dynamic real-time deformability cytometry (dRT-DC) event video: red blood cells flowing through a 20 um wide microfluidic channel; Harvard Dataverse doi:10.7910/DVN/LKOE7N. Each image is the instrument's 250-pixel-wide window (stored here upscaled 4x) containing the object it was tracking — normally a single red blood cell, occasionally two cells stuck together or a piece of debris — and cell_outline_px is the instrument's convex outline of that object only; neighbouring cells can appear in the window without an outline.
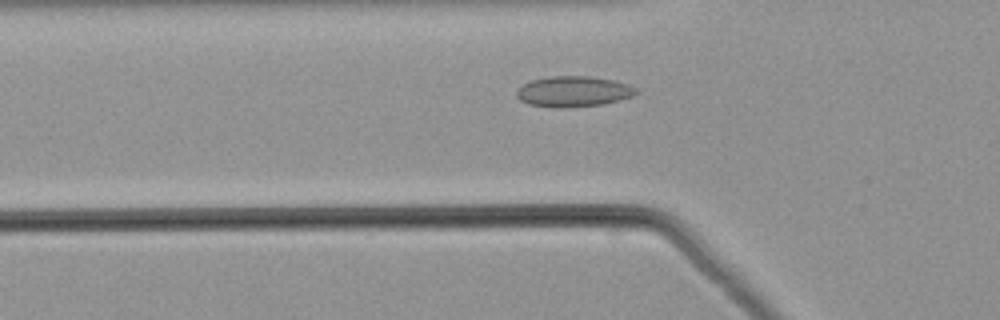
{"species": "common noctule bat (a hibernating species)", "species_latin": "Nyctalus noctula", "temperature_condition": "warm", "stored_images_in_passage": 46, "camera_frame_rate_fps": 3000, "um_per_image_px": 0.085, "animal": {"sex": "male", "body_mass_g": 21.5, "forearm_length_mm": 52.0}, "frame": {"image": 1, "passage_image": 12, "time_ms": 3.667, "image_size_px": [1000, 320], "cell_outline_px": [[640, 92], [632, 96], [620, 100], [604, 104], [528, 104], [520, 100], [516, 96], [516, 88], [532, 80], [552, 76], [588, 76], [612, 80], [628, 84], [636, 88]], "centroid_in_image_um": [48.78, 7.71], "position_along_channel_um": 77.0, "area_um2": 20.23}}
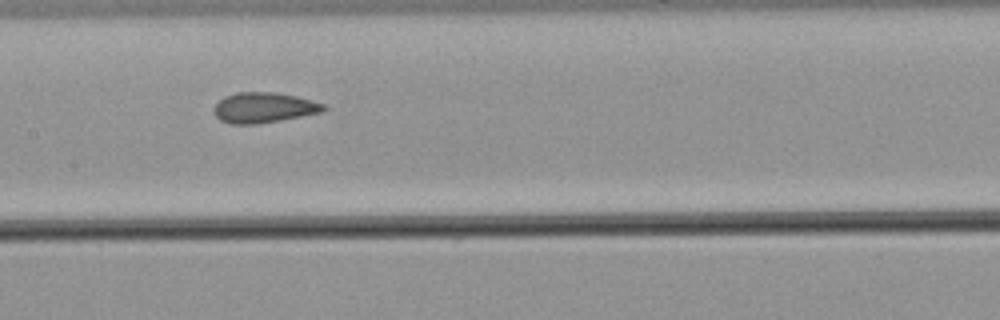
{"frame": {"image": 2, "passage_image": 20, "time_ms": 6.333, "image_size_px": [1000, 320], "cell_outline_px": [[328, 108], [320, 112], [280, 120], [252, 124], [232, 124], [220, 120], [216, 116], [212, 108], [224, 96], [236, 92], [276, 92], [296, 96], [312, 100], [324, 104]], "centroid_in_image_um": [22.4, 9.13], "position_along_channel_um": 185.0, "area_um2": 19.31}}
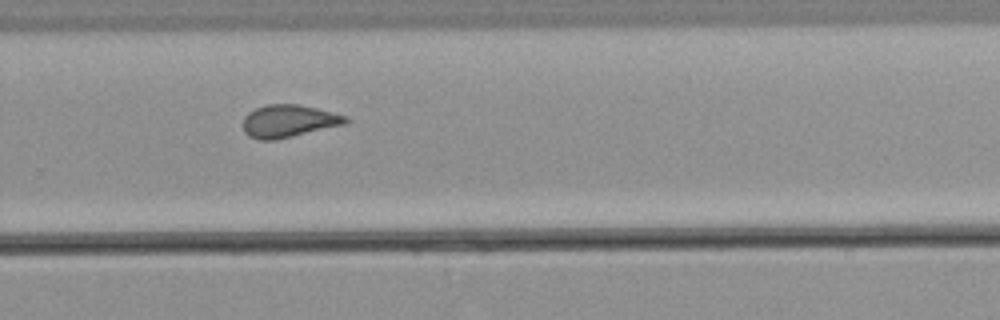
{"frame": {"image": 3, "passage_image": 29, "time_ms": 9.333, "image_size_px": [1000, 320], "cell_outline_px": [[352, 120], [348, 124], [276, 140], [260, 140], [248, 136], [244, 132], [244, 116], [248, 112], [256, 108], [268, 104], [300, 104], [348, 116]], "centroid_in_image_um": [24.59, 10.29], "position_along_channel_um": 305.2, "area_um2": 19.77}}